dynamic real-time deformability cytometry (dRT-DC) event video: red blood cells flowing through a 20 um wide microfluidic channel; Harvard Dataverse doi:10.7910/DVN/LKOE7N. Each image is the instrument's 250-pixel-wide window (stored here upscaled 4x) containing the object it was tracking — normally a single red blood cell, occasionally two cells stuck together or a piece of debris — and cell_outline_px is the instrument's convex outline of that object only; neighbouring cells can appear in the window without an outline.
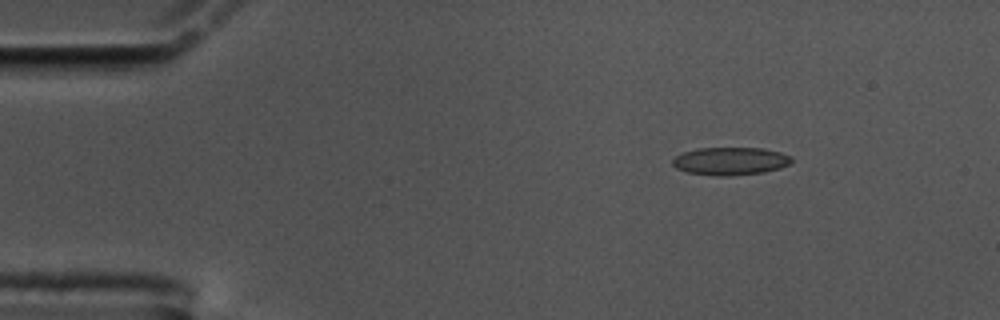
{"species": "common noctule bat (a hibernating species)", "species_latin": "Nyctalus noctula", "temperature_condition": "cold", "stored_images_in_passage": 51, "camera_frame_rate_fps": 3000, "um_per_image_px": 0.085, "animal": {"sex": "male", "body_mass_g": 17.5, "forearm_length_mm": 52.3}, "frame": {"image": 1, "passage_image": 1, "time_ms": 0.0, "image_size_px": [1000, 320], "cell_outline_px": [[792, 160], [788, 164], [780, 168], [764, 172], [732, 176], [716, 176], [688, 172], [676, 168], [672, 164], [672, 160], [676, 156], [684, 152], [696, 148], [764, 148], [780, 152], [792, 156]], "centroid_in_image_um": [62.09, 13.69], "position_along_channel_um": 22.9, "area_um2": 19.36}}
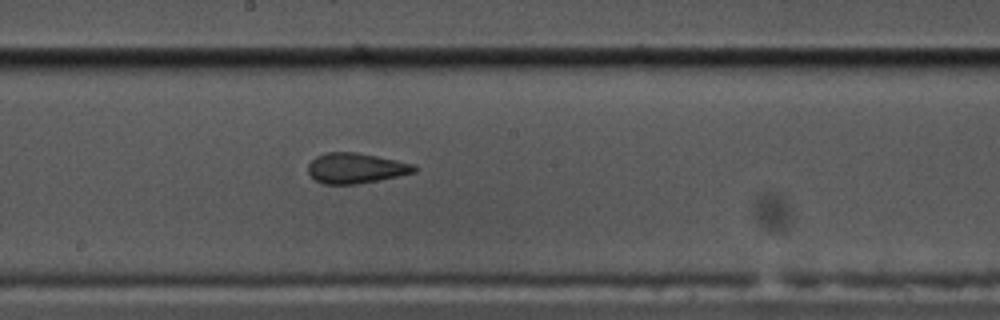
{"frame": {"image": 2, "passage_image": 24, "time_ms": 7.667, "image_size_px": [1000, 320], "cell_outline_px": [[416, 172], [356, 184], [324, 184], [316, 180], [308, 172], [308, 164], [316, 156], [324, 152], [356, 152], [416, 164]], "centroid_in_image_um": [30.22, 14.28], "position_along_channel_um": 218.0, "area_um2": 18.61}}
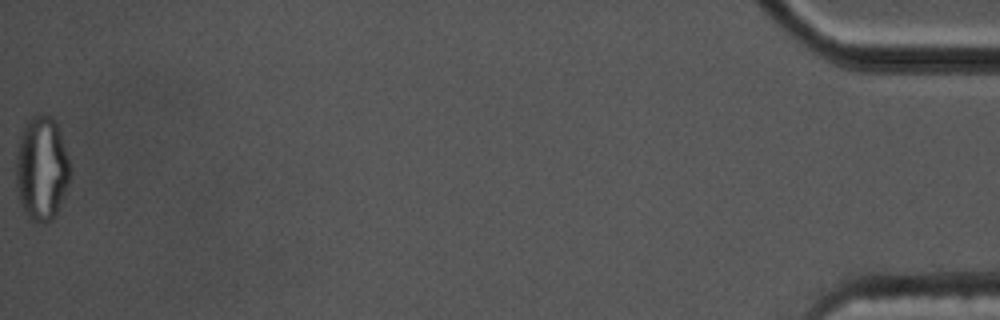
{"frame": {"image": 3, "passage_image": 51, "time_ms": 16.667, "image_size_px": [1000, 320], "cell_outline_px": [[72, 172], [68, 184], [56, 216], [52, 220], [32, 220], [24, 212], [20, 204], [16, 184], [16, 156], [20, 136], [28, 120], [32, 116], [44, 112], [52, 116], [56, 120], [72, 168]], "centroid_in_image_um": [3.56, 14.28], "position_along_channel_um": 431.6, "area_um2": 33.12}, "authors_computed_cell_mechanics": {"area_um2": 19.7676, "velocity_mm_per_s": 3.4782, "shape_relaxation_time_tau1_ms": 8.7127, "shape_relaxation_time_tau2_ms": 1.5705, "deformation_change_tau1": 0.2207, "deformation_change_tau2": 0.0958}}